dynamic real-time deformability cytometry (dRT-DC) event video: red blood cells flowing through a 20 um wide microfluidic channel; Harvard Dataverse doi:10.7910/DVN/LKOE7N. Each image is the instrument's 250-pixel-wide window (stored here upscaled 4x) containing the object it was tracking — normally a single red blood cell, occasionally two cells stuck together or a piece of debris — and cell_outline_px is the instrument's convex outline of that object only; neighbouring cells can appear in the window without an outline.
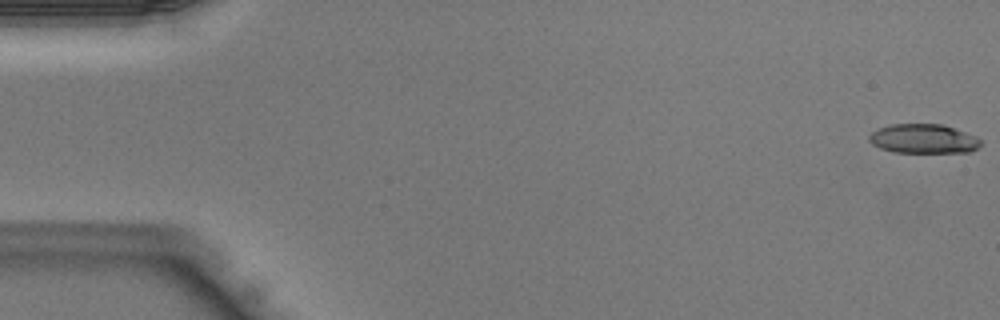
{"species": "Egyptian fruit bat (a non-hibernating species)", "species_latin": "Rousettus aegyptiacus", "temperature_condition": "warm", "stored_images_in_passage": 43, "camera_frame_rate_fps": 3000, "um_per_image_px": 0.085, "animal": {"sex": "male"}, "frame": {"image": 1, "passage_image": 1, "time_ms": 0.0, "image_size_px": [1000, 320], "cell_outline_px": [[980, 144], [972, 152], [896, 152], [880, 148], [872, 144], [868, 140], [868, 136], [872, 132], [880, 128], [892, 124], [944, 124], [976, 136], [980, 140]], "centroid_in_image_um": [78.49, 11.79], "position_along_channel_um": 6.5, "area_um2": 18.96}}
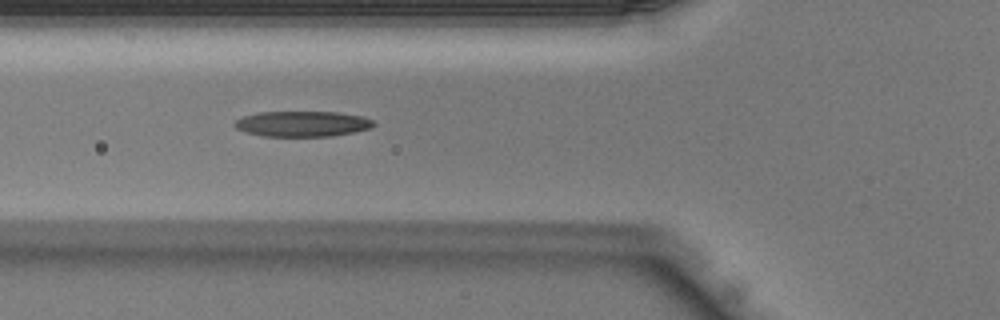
{"frame": {"image": 2, "passage_image": 16, "time_ms": 5.0, "image_size_px": [1000, 320], "cell_outline_px": [[376, 124], [372, 128], [332, 136], [264, 136], [248, 132], [236, 128], [232, 124], [236, 120], [244, 116], [260, 112], [336, 112], [360, 116], [372, 120]], "centroid_in_image_um": [25.7, 10.52], "position_along_channel_um": 100.1, "area_um2": 20.46}}
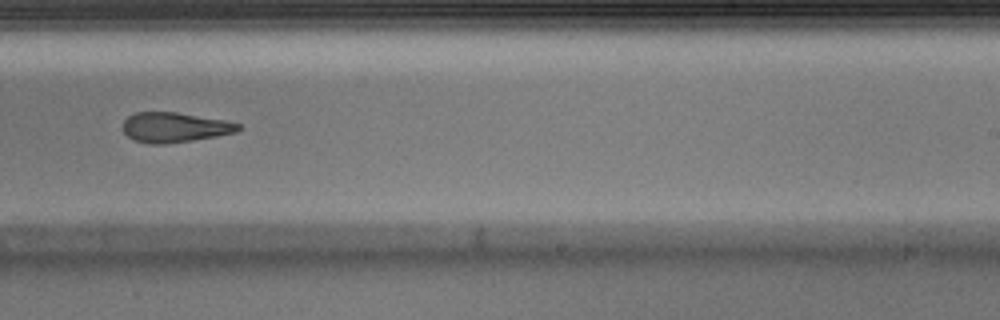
{"frame": {"image": 3, "passage_image": 27, "time_ms": 8.667, "image_size_px": [1000, 320], "cell_outline_px": [[240, 128], [236, 132], [216, 136], [168, 144], [148, 144], [132, 140], [124, 132], [124, 120], [128, 116], [136, 112], [176, 112], [224, 120], [240, 124]], "centroid_in_image_um": [14.81, 10.83], "position_along_channel_um": 274.2, "area_um2": 20.06}}